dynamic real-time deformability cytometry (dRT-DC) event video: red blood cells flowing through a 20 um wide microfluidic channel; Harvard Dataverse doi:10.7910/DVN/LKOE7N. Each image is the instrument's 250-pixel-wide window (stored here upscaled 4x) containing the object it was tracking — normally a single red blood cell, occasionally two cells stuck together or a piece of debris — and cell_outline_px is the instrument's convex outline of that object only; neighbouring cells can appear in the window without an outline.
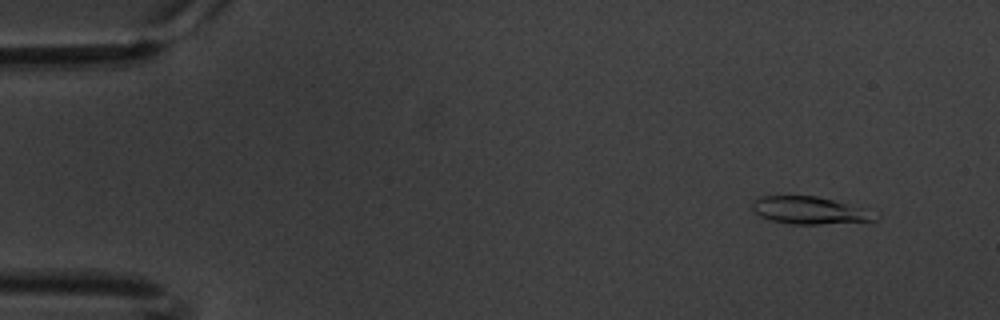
{"species": "common noctule bat (a hibernating species)", "species_latin": "Nyctalus noctula", "temperature_condition": "warm", "stored_images_in_passage": 60, "camera_frame_rate_fps": 3000, "um_per_image_px": 0.085, "animal": {"sex": "male", "body_mass_g": 20.1, "forearm_length_mm": 53.5}, "frame": {"image": 1, "passage_image": 5, "time_ms": 1.333, "image_size_px": [1000, 320], "cell_outline_px": [[880, 216], [876, 220], [820, 224], [792, 224], [772, 220], [760, 216], [752, 208], [752, 200], [760, 196], [816, 196], [832, 200], [860, 208]], "centroid_in_image_um": [68.74, 17.88], "position_along_channel_um": 16.3, "area_um2": 19.13}}
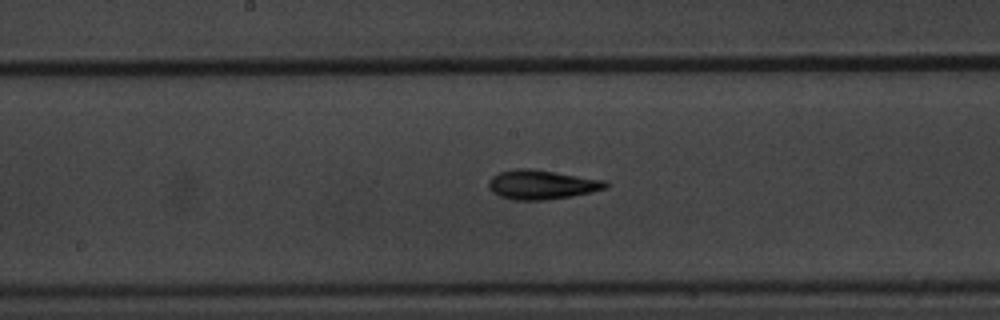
{"frame": {"image": 2, "passage_image": 31, "time_ms": 10.0, "image_size_px": [1000, 320], "cell_outline_px": [[608, 188], [592, 192], [572, 196], [544, 200], [512, 200], [500, 196], [492, 192], [488, 188], [488, 180], [492, 176], [500, 172], [516, 168], [532, 168], [608, 180]], "centroid_in_image_um": [46.06, 15.68], "position_along_channel_um": 202.1, "area_um2": 20.35}}
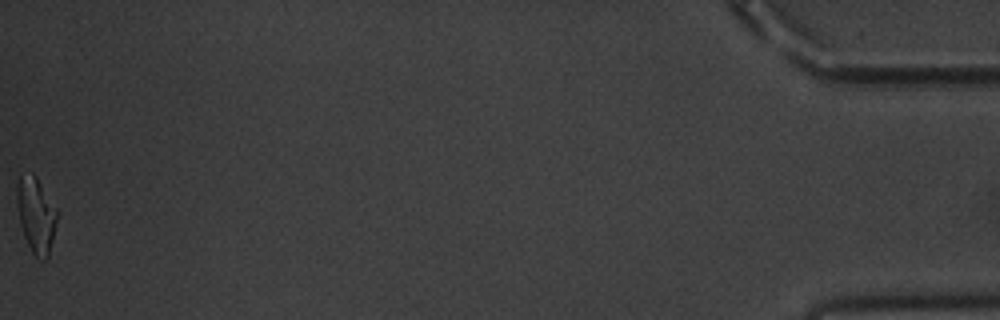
{"frame": {"image": 3, "passage_image": 60, "time_ms": 19.667, "image_size_px": [1000, 320], "cell_outline_px": [[56, 220], [48, 260], [40, 260], [32, 252], [24, 236], [20, 224], [16, 204], [16, 184], [20, 176], [32, 172], [36, 176], [56, 208]], "centroid_in_image_um": [3.03, 18.27], "position_along_channel_um": 432.2, "area_um2": 17.57}, "authors_computed_cell_mechanics": {"area_um2": 18.496, "velocity_mm_per_s": 3.3837, "shape_relaxation_time_tau1_ms": 5.2114, "shape_relaxation_time_tau2_ms": 3.396, "deformation_change_tau1": 0.1691, "deformation_change_tau2": 0.1136}}